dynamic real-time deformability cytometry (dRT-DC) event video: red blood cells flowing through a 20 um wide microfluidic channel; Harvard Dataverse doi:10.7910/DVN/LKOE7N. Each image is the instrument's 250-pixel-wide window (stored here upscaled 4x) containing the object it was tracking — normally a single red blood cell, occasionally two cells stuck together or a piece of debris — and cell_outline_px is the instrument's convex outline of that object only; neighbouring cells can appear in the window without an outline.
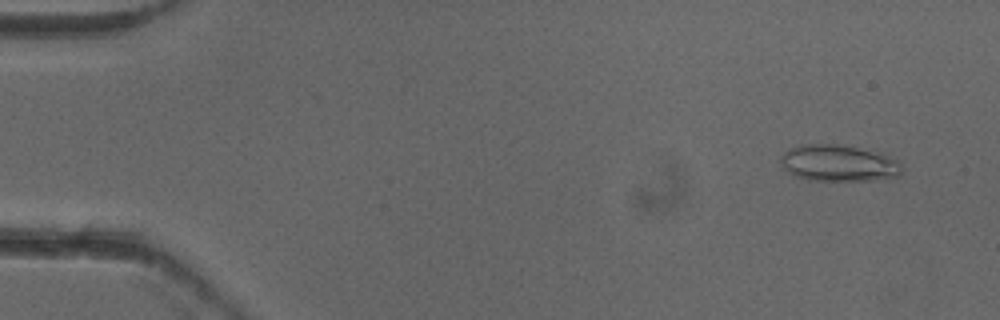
{"species": "common noctule bat (a hibernating species)", "species_latin": "Nyctalus noctula", "temperature_condition": "cold", "stored_images_in_passage": 5, "camera_frame_rate_fps": 3000, "um_per_image_px": 0.085, "animal": {"sex": "female"}, "frame": {"image": 1, "passage_image": 1, "time_ms": 0.0, "image_size_px": [1000, 320], "cell_outline_px": [[904, 168], [900, 176], [888, 180], [808, 180], [796, 176], [788, 172], [780, 160], [780, 156], [784, 152], [792, 148], [804, 144], [836, 144], [880, 152], [896, 160]], "centroid_in_image_um": [71.34, 13.88], "position_along_channel_um": 13.7, "area_um2": 25.89}}